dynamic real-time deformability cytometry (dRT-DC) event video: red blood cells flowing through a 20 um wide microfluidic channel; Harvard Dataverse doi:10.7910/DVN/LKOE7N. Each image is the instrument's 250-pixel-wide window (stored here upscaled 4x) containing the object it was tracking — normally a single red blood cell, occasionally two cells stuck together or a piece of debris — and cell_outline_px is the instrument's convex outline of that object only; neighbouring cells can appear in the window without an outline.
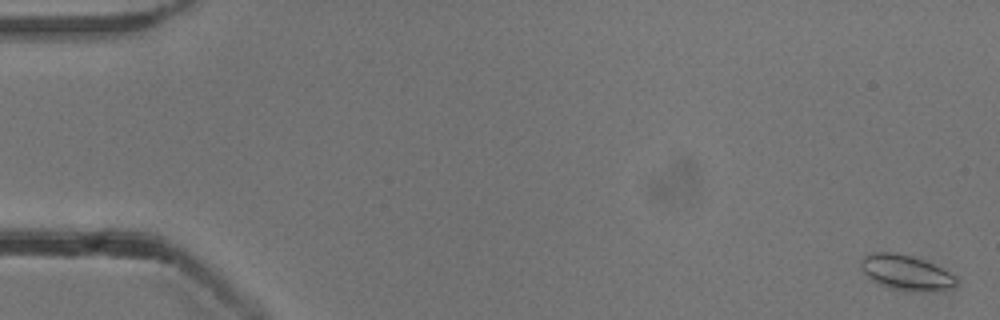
{"species": "common noctule bat (a hibernating species)", "species_latin": "Nyctalus noctula", "temperature_condition": "cold", "stored_images_in_passage": 55, "camera_frame_rate_fps": 3000, "um_per_image_px": 0.085, "animal": {"sex": "male", "body_mass_g": 13.3}, "frame": {"image": 1, "passage_image": 2, "time_ms": 0.333, "image_size_px": [1000, 320], "cell_outline_px": [[960, 284], [952, 288], [928, 292], [912, 292], [892, 288], [880, 284], [872, 280], [864, 272], [860, 264], [860, 260], [868, 252], [896, 252], [912, 256], [924, 260], [948, 272]], "centroid_in_image_um": [77.0, 23.17], "position_along_channel_um": 8.0, "area_um2": 19.54}}
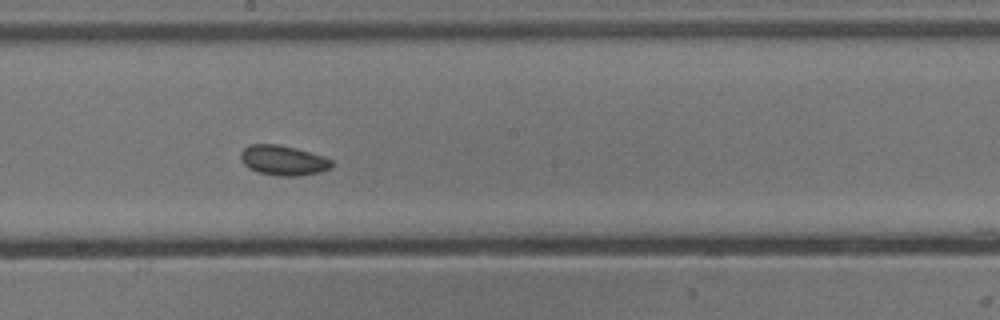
{"frame": {"image": 2, "passage_image": 31, "time_ms": 10.0, "image_size_px": [1000, 320], "cell_outline_px": [[332, 168], [320, 172], [296, 176], [276, 176], [260, 172], [248, 168], [240, 160], [240, 152], [248, 144], [280, 144], [296, 148], [324, 156], [332, 160]], "centroid_in_image_um": [24.06, 13.62], "position_along_channel_um": 224.1, "area_um2": 16.07}}
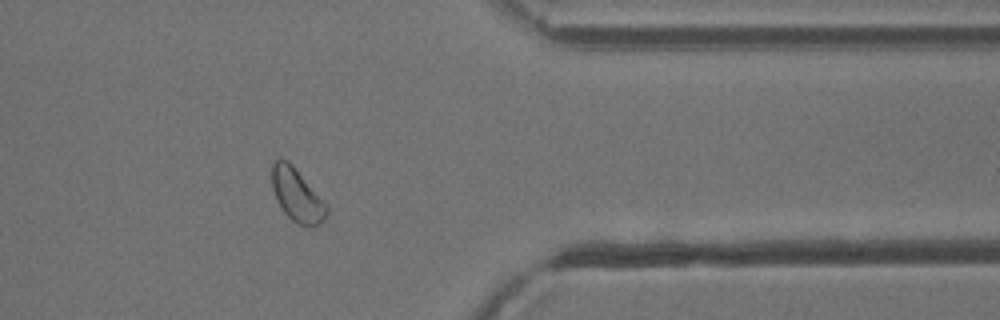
{"frame": {"image": 3, "passage_image": 45, "time_ms": 14.667, "image_size_px": [1000, 320], "cell_outline_px": [[328, 212], [324, 220], [320, 224], [312, 228], [300, 224], [292, 220], [284, 212], [276, 200], [272, 188], [272, 164], [276, 160], [288, 160], [292, 164], [328, 204]], "centroid_in_image_um": [25.27, 16.61], "position_along_channel_um": 386.1, "area_um2": 17.05}, "authors_computed_cell_mechanics": {"area_um2": 16.7042, "velocity_mm_per_s": 3.8163, "shape_relaxation_time_tau1_ms": 2.7746, "shape_relaxation_time_tau2_ms": null, "deformation_change_tau1": 0.0647, "deformation_change_tau2": null}}